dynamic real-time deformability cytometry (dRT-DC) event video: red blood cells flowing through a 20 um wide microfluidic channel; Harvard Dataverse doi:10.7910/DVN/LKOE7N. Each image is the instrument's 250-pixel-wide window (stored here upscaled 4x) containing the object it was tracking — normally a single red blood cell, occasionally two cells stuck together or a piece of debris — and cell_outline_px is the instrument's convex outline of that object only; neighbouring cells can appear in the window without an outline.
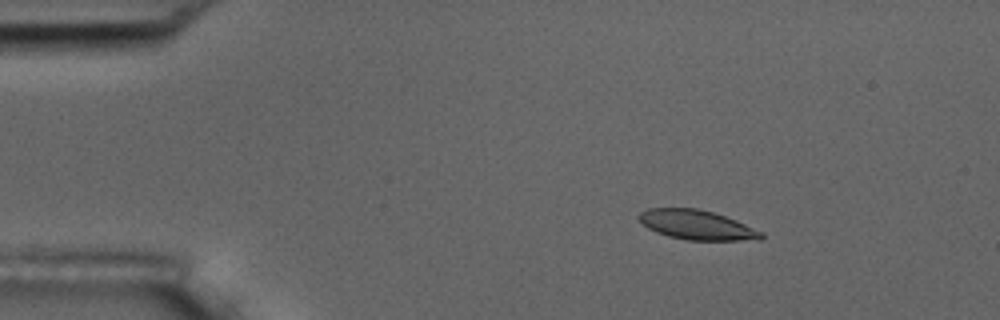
{"species": "common noctule bat (a hibernating species)", "species_latin": "Nyctalus noctula", "temperature_condition": "room temperature", "stored_images_in_passage": 4, "camera_frame_rate_fps": 3000, "um_per_image_px": 0.085, "animal": {"sex": "male", "body_mass_g": 17.5, "forearm_length_mm": 52.3}, "frame": {"image": 1, "passage_image": 2, "time_ms": 0.333, "image_size_px": [1000, 320], "cell_outline_px": [[764, 236], [760, 240], [688, 240], [668, 236], [656, 232], [648, 228], [636, 216], [640, 212], [648, 208], [696, 208], [712, 212], [736, 220], [764, 232]], "centroid_in_image_um": [59.24, 19.12], "position_along_channel_um": 25.8, "area_um2": 21.04}}